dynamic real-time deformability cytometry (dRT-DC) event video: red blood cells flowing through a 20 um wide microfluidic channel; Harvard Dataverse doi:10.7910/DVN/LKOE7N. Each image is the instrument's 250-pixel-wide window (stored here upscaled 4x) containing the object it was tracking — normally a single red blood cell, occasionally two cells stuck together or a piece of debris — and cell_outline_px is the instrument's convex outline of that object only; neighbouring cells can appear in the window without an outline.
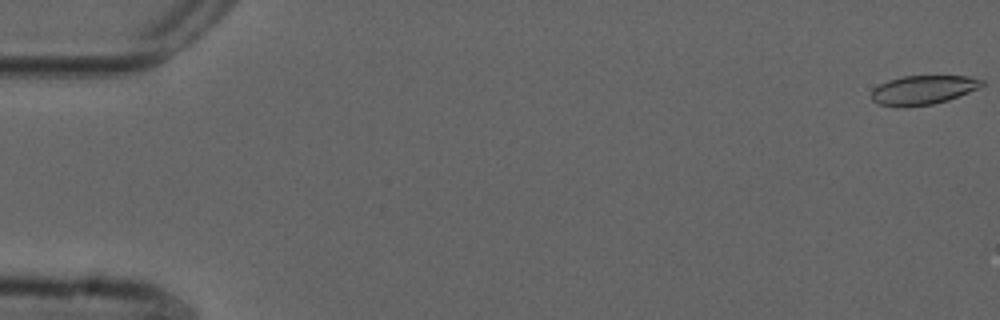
{"species": "common noctule bat (a hibernating species)", "species_latin": "Nyctalus noctula", "temperature_condition": "cold", "stored_images_in_passage": 17, "camera_frame_rate_fps": 3000, "um_per_image_px": 0.085, "animal": {"sex": "male", "forearm_length_mm": 52.5}, "frame": {"image": 1, "passage_image": 1, "time_ms": 0.0, "image_size_px": [1000, 320], "cell_outline_px": [[984, 84], [980, 88], [948, 100], [932, 104], [904, 108], [896, 108], [880, 104], [872, 100], [872, 92], [880, 84], [888, 80], [904, 76], [968, 76], [984, 80]], "centroid_in_image_um": [78.48, 7.66], "position_along_channel_um": 6.5, "area_um2": 18.84}}
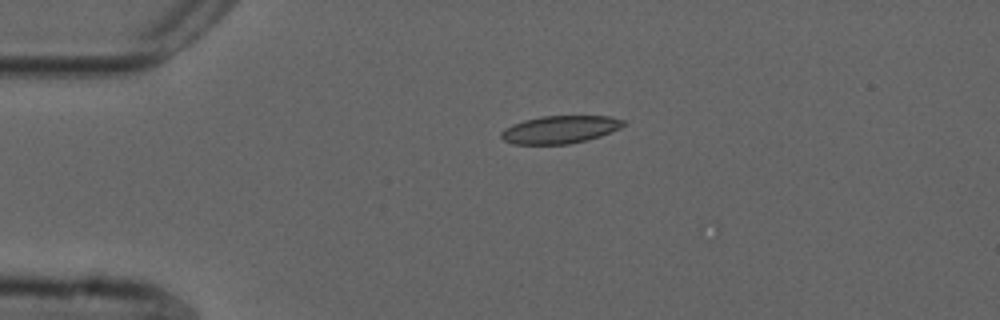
{"frame": {"image": 2, "passage_image": 13, "time_ms": 4.0, "image_size_px": [1000, 320], "cell_outline_px": [[624, 124], [620, 128], [600, 136], [568, 144], [512, 144], [504, 140], [500, 136], [500, 132], [504, 128], [512, 124], [524, 120], [540, 116], [608, 116], [624, 120]], "centroid_in_image_um": [47.55, 11.01], "position_along_channel_um": 37.5, "area_um2": 19.65}}